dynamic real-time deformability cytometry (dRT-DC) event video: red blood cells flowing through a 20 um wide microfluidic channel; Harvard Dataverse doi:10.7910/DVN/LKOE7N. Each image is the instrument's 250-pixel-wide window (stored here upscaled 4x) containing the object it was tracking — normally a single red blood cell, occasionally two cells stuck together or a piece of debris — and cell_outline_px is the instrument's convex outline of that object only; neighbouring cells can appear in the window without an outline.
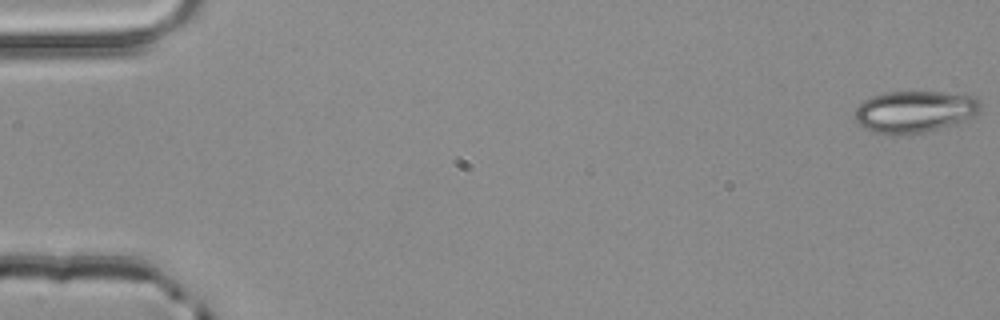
{"species": "common noctule bat (a hibernating species)", "species_latin": "Nyctalus noctula", "temperature_condition": "room temperature", "stored_images_in_passage": 5, "camera_frame_rate_fps": 3000, "um_per_image_px": 0.085, "animal": {"sex": "male", "body_mass_g": 20.4}, "frame": {"image": 1, "passage_image": 1, "time_ms": 0.0, "image_size_px": [1000, 320], "cell_outline_px": [[980, 112], [956, 124], [928, 132], [892, 136], [872, 132], [864, 128], [856, 120], [856, 108], [864, 100], [872, 96], [888, 92], [944, 92], [972, 96], [980, 100]], "centroid_in_image_um": [77.74, 9.51], "position_along_channel_um": 7.3, "area_um2": 30.81}}